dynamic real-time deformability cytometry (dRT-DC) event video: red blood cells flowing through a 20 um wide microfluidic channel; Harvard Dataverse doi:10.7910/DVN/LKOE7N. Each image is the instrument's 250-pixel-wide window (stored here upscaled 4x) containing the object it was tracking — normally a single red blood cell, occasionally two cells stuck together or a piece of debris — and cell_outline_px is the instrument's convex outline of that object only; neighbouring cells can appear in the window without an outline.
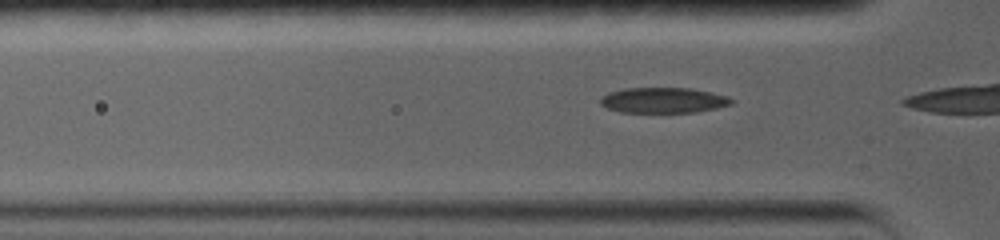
{"species": "common noctule bat (a hibernating species)", "species_latin": "Nyctalus noctula", "temperature_condition": "warm", "stored_images_in_passage": 12, "camera_frame_rate_fps": 5000, "um_per_image_px": 0.085, "animal": {"sex": "female", "body_mass_g": 19.0, "forearm_length_mm": 56.7}, "frame": {"image": 1, "passage_image": 3, "time_ms": 0.8, "image_size_px": [1000, 240], "cell_outline_px": [[736, 100], [732, 104], [716, 108], [696, 112], [620, 112], [608, 108], [600, 104], [600, 100], [608, 92], [624, 88], [688, 88], [728, 96]], "centroid_in_image_um": [56.4, 8.52], "position_along_channel_um": 69.4, "area_um2": 19.36}}
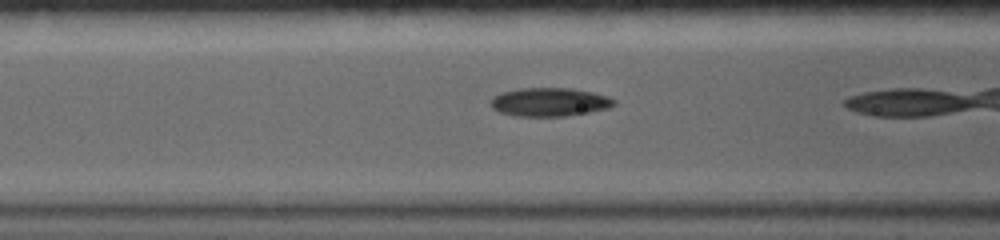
{"frame": {"image": 2, "passage_image": 6, "time_ms": 2.2, "image_size_px": [1000, 240], "cell_outline_px": [[616, 104], [608, 108], [588, 112], [564, 116], [512, 116], [500, 112], [492, 108], [492, 96], [516, 88], [572, 88], [592, 92], [608, 96], [616, 100]], "centroid_in_image_um": [46.71, 8.67], "position_along_channel_um": 119.9, "area_um2": 20.52}}
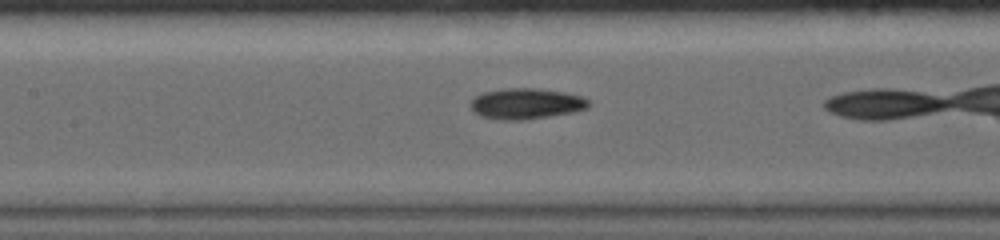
{"frame": {"image": 3, "passage_image": 9, "time_ms": 3.4, "image_size_px": [1000, 240], "cell_outline_px": [[592, 104], [588, 108], [572, 112], [524, 120], [496, 120], [480, 116], [472, 112], [472, 100], [476, 96], [484, 92], [504, 88], [532, 88], [564, 92], [580, 96], [588, 100]], "centroid_in_image_um": [44.71, 8.82], "position_along_channel_um": 162.7, "area_um2": 21.15}}